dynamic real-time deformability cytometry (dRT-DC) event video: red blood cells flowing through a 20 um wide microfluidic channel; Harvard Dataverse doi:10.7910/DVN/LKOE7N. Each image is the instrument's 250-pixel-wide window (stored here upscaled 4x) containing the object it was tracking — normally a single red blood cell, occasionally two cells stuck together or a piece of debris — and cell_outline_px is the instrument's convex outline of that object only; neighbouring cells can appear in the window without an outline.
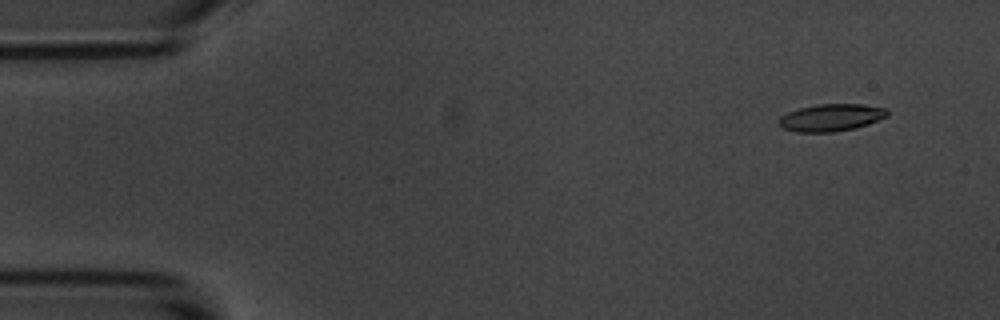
{"species": "common noctule bat (a hibernating species)", "species_latin": "Nyctalus noctula", "temperature_condition": "room temperature", "stored_images_in_passage": 7, "camera_frame_rate_fps": 3000, "um_per_image_px": 0.085, "animal": {"sex": "male", "body_mass_g": 20.1, "forearm_length_mm": 53.5}, "frame": {"image": 1, "passage_image": 1, "time_ms": 0.0, "image_size_px": [1000, 320], "cell_outline_px": [[888, 116], [868, 124], [852, 128], [832, 132], [796, 132], [784, 128], [776, 124], [776, 120], [780, 116], [788, 112], [800, 108], [816, 104], [860, 104], [888, 108]], "centroid_in_image_um": [70.61, 9.99], "position_along_channel_um": 14.4, "area_um2": 17.28}}
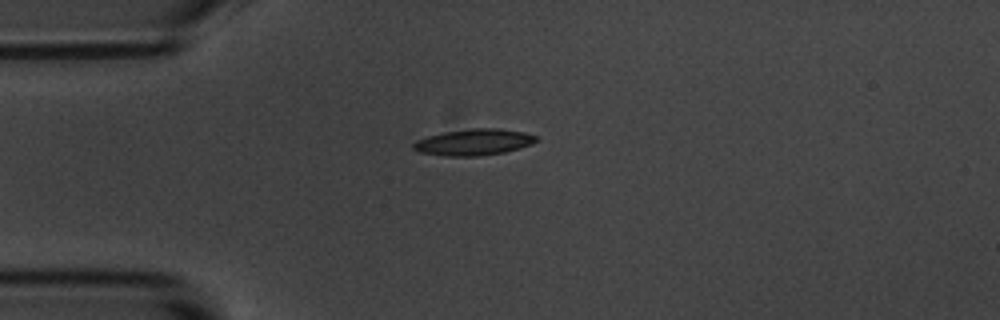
{"frame": {"image": 2, "passage_image": 4, "time_ms": 3.333, "image_size_px": [1000, 320], "cell_outline_px": [[540, 140], [532, 144], [520, 148], [504, 152], [476, 156], [444, 156], [420, 152], [412, 148], [412, 144], [416, 140], [428, 136], [444, 132], [472, 128], [496, 128], [524, 132], [536, 136]], "centroid_in_image_um": [40.28, 12.08], "position_along_channel_um": 44.7, "area_um2": 18.84}}
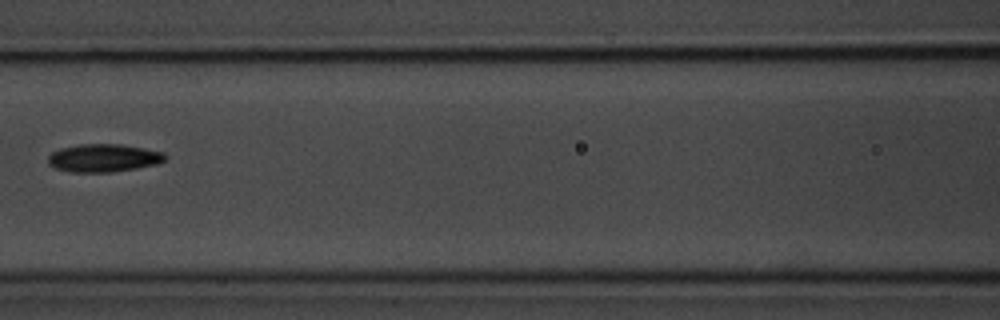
{"frame": {"image": 3, "passage_image": 7, "time_ms": 7.0, "image_size_px": [1000, 320], "cell_outline_px": [[168, 156], [164, 160], [156, 164], [136, 168], [112, 172], [72, 172], [56, 168], [48, 164], [48, 156], [52, 152], [60, 148], [80, 144], [120, 144], [144, 148], [164, 152]], "centroid_in_image_um": [8.8, 13.42], "position_along_channel_um": 157.8, "area_um2": 19.07}}